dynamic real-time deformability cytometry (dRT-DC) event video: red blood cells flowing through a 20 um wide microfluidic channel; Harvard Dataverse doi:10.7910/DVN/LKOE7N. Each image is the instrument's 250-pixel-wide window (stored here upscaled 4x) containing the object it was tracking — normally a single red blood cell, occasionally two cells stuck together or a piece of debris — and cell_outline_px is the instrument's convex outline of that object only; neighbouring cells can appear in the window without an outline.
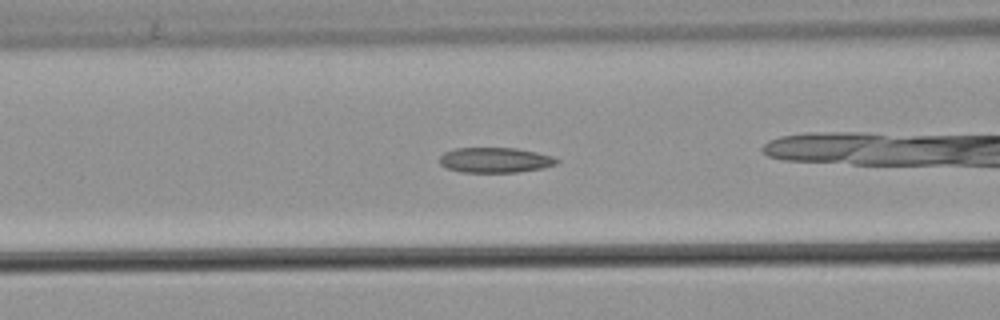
{"species": "common noctule bat (a hibernating species)", "species_latin": "Nyctalus noctula", "temperature_condition": "warm", "stored_images_in_passage": 39, "camera_frame_rate_fps": 3000, "um_per_image_px": 0.085, "animal": {"sex": "male", "body_mass_g": 21.5, "forearm_length_mm": 52.0}, "frame": {"image": 1, "passage_image": 17, "time_ms": 5.333, "image_size_px": [1000, 320], "cell_outline_px": [[560, 160], [556, 164], [544, 168], [520, 172], [460, 172], [444, 168], [440, 164], [440, 156], [444, 152], [456, 148], [516, 148], [536, 152], [552, 156]], "centroid_in_image_um": [42.07, 13.61], "position_along_channel_um": 124.5, "area_um2": 17.34}}